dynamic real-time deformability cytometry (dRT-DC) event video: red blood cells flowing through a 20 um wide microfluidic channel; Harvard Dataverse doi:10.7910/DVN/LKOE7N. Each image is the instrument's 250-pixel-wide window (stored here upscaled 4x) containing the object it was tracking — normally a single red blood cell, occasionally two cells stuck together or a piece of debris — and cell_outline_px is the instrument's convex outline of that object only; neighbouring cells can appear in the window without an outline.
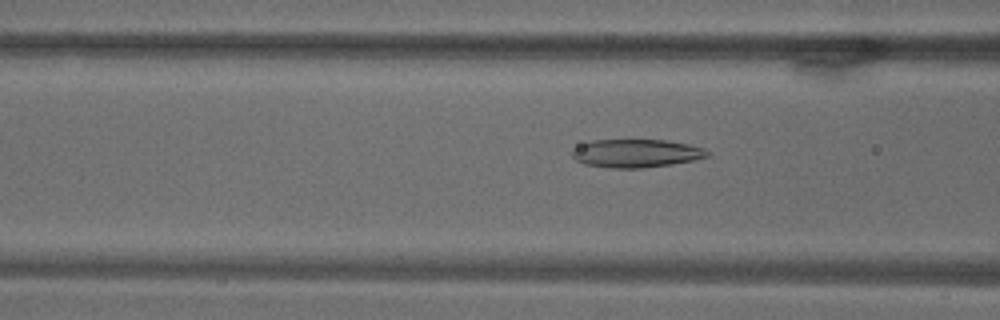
{"species": "common noctule bat (a hibernating species)", "species_latin": "Nyctalus noctula", "temperature_condition": "warm", "stored_images_in_passage": 71, "camera_frame_rate_fps": 3000, "um_per_image_px": 0.085, "animal": {"sex": "male", "body_mass_g": 18.8}, "frame": {"image": 1, "passage_image": 28, "time_ms": 9.0, "image_size_px": [1000, 320], "cell_outline_px": [[708, 156], [692, 160], [672, 164], [644, 168], [612, 168], [584, 164], [576, 160], [572, 156], [572, 148], [580, 144], [592, 140], [668, 140], [688, 144], [704, 148], [708, 152]], "centroid_in_image_um": [54.03, 13.03], "position_along_channel_um": 112.6, "area_um2": 22.25}}
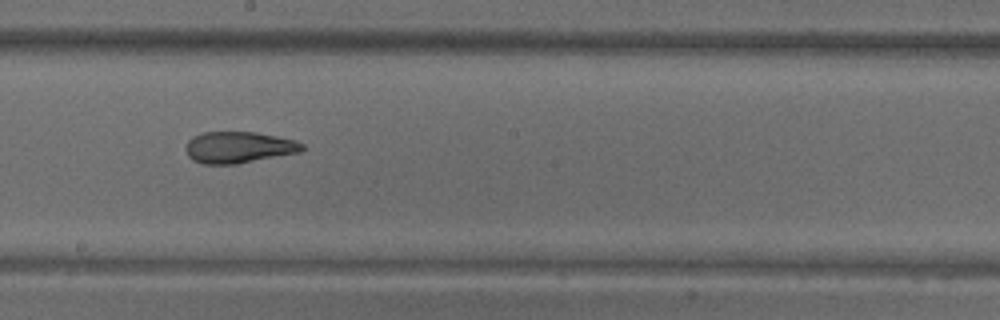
{"frame": {"image": 2, "passage_image": 40, "time_ms": 13.0, "image_size_px": [1000, 320], "cell_outline_px": [[304, 148], [300, 152], [236, 164], [204, 164], [192, 160], [188, 156], [184, 148], [188, 140], [192, 136], [200, 132], [256, 132], [296, 140], [304, 144]], "centroid_in_image_um": [20.25, 12.52], "position_along_channel_um": 227.9, "area_um2": 21.5}}
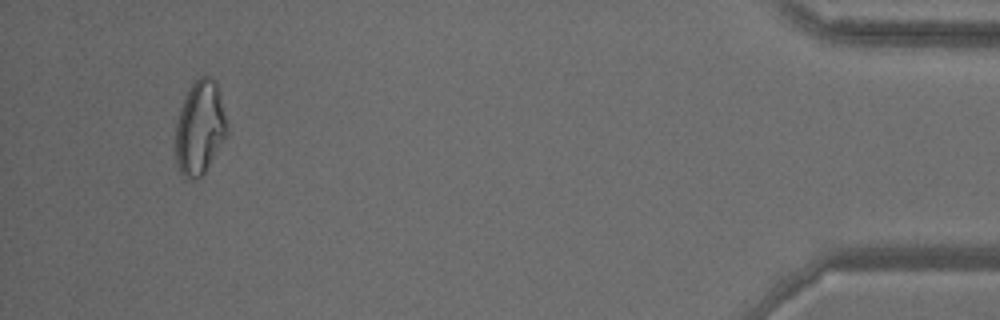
{"frame": {"image": 3, "passage_image": 67, "time_ms": 22.0, "image_size_px": [1000, 320], "cell_outline_px": [[228, 132], [224, 140], [204, 176], [196, 180], [184, 180], [180, 172], [176, 160], [176, 120], [184, 96], [192, 84], [200, 76], [208, 76], [216, 80], [228, 128]], "centroid_in_image_um": [16.98, 10.92], "position_along_channel_um": 418.2, "area_um2": 28.55}}